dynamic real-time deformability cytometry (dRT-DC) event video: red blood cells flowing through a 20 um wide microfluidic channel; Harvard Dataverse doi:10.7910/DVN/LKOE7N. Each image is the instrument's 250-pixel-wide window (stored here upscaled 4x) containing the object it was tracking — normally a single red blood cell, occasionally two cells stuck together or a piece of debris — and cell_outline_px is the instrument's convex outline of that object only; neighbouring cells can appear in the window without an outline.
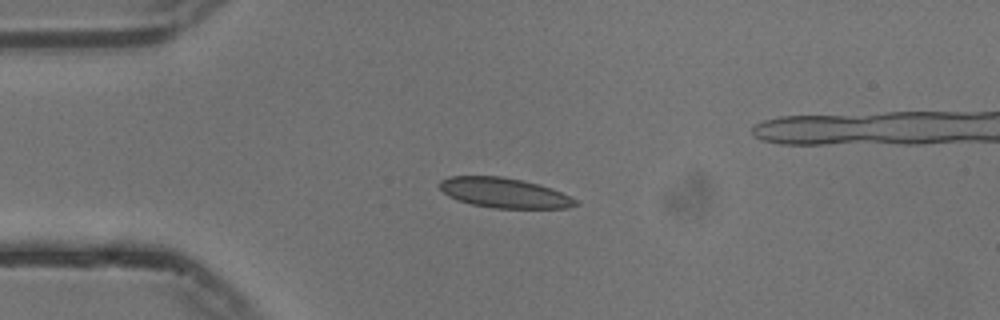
{"species": "common noctule bat (a hibernating species)", "species_latin": "Nyctalus noctula", "temperature_condition": "cold", "stored_images_in_passage": 53, "camera_frame_rate_fps": 3000, "um_per_image_px": 0.085, "animal": {"sex": "male", "body_mass_g": 13.3}, "frame": {"image": 1, "passage_image": 11, "time_ms": 3.333, "image_size_px": [1000, 320], "cell_outline_px": [[580, 204], [568, 208], [492, 208], [472, 204], [456, 200], [448, 196], [436, 184], [440, 180], [448, 176], [500, 176], [540, 184], [552, 188], [576, 200]], "centroid_in_image_um": [42.81, 16.39], "position_along_channel_um": 42.2, "area_um2": 23.81}}
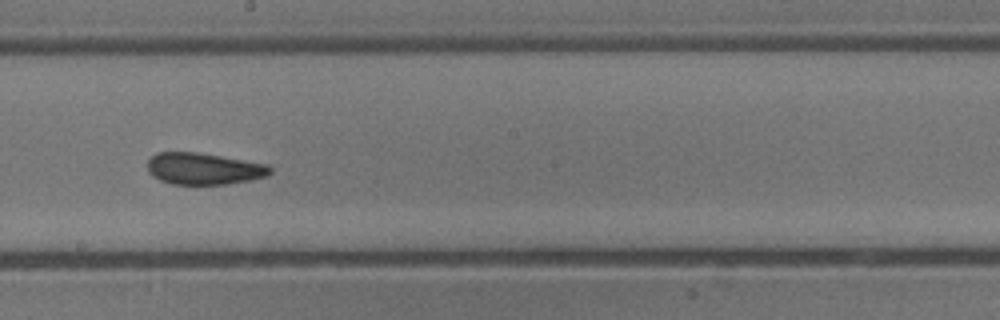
{"frame": {"image": 2, "passage_image": 28, "time_ms": 9.0, "image_size_px": [1000, 320], "cell_outline_px": [[272, 172], [268, 176], [228, 184], [172, 184], [160, 180], [152, 176], [148, 172], [148, 160], [156, 152], [196, 152], [268, 164], [272, 168]], "centroid_in_image_um": [17.32, 14.34], "position_along_channel_um": 230.9, "area_um2": 22.66}}
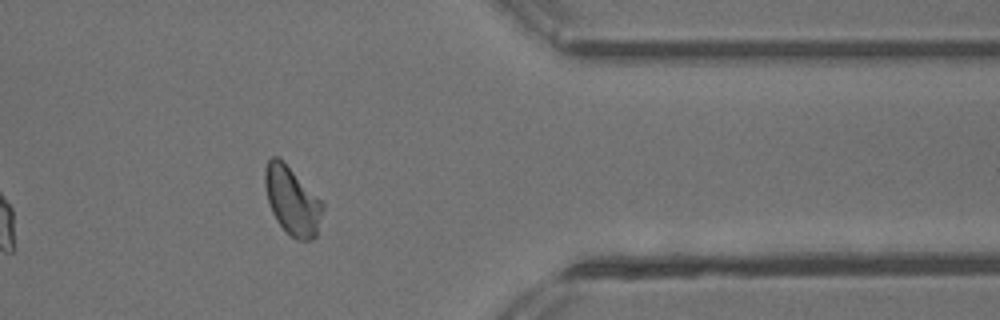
{"frame": {"image": 3, "passage_image": 42, "time_ms": 13.667, "image_size_px": [1000, 320], "cell_outline_px": [[324, 208], [316, 236], [312, 240], [296, 240], [276, 220], [272, 212], [268, 200], [264, 184], [264, 168], [268, 160], [272, 156], [280, 156], [324, 204]], "centroid_in_image_um": [24.82, 17.03], "position_along_channel_um": 386.6, "area_um2": 22.89}, "authors_computed_cell_mechanics": {"area_um2": 23.1778, "velocity_mm_per_s": 3.7212, "shape_relaxation_time_tau1_ms": null, "shape_relaxation_time_tau2_ms": 1.6432, "deformation_change_tau1": null, "deformation_change_tau2": 0.0627}}